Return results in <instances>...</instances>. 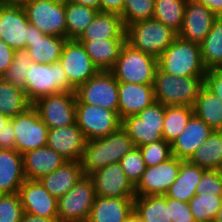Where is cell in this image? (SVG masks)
<instances>
[{
    "instance_id": "obj_34",
    "label": "cell",
    "mask_w": 222,
    "mask_h": 222,
    "mask_svg": "<svg viewBox=\"0 0 222 222\" xmlns=\"http://www.w3.org/2000/svg\"><path fill=\"white\" fill-rule=\"evenodd\" d=\"M32 103L23 89L0 77V114L9 118L24 113Z\"/></svg>"
},
{
    "instance_id": "obj_3",
    "label": "cell",
    "mask_w": 222,
    "mask_h": 222,
    "mask_svg": "<svg viewBox=\"0 0 222 222\" xmlns=\"http://www.w3.org/2000/svg\"><path fill=\"white\" fill-rule=\"evenodd\" d=\"M158 68L174 76H205L207 69L202 62L200 44L177 36L157 58Z\"/></svg>"
},
{
    "instance_id": "obj_39",
    "label": "cell",
    "mask_w": 222,
    "mask_h": 222,
    "mask_svg": "<svg viewBox=\"0 0 222 222\" xmlns=\"http://www.w3.org/2000/svg\"><path fill=\"white\" fill-rule=\"evenodd\" d=\"M33 63L34 61L30 58L27 48L14 50L12 64L1 77L25 91L28 69Z\"/></svg>"
},
{
    "instance_id": "obj_20",
    "label": "cell",
    "mask_w": 222,
    "mask_h": 222,
    "mask_svg": "<svg viewBox=\"0 0 222 222\" xmlns=\"http://www.w3.org/2000/svg\"><path fill=\"white\" fill-rule=\"evenodd\" d=\"M85 143L86 139L76 123L48 129L47 146L67 161L80 162Z\"/></svg>"
},
{
    "instance_id": "obj_41",
    "label": "cell",
    "mask_w": 222,
    "mask_h": 222,
    "mask_svg": "<svg viewBox=\"0 0 222 222\" xmlns=\"http://www.w3.org/2000/svg\"><path fill=\"white\" fill-rule=\"evenodd\" d=\"M154 5L155 0H124L120 16L125 27L141 20L152 19Z\"/></svg>"
},
{
    "instance_id": "obj_31",
    "label": "cell",
    "mask_w": 222,
    "mask_h": 222,
    "mask_svg": "<svg viewBox=\"0 0 222 222\" xmlns=\"http://www.w3.org/2000/svg\"><path fill=\"white\" fill-rule=\"evenodd\" d=\"M194 115L214 131L222 130V101L204 84L195 100Z\"/></svg>"
},
{
    "instance_id": "obj_5",
    "label": "cell",
    "mask_w": 222,
    "mask_h": 222,
    "mask_svg": "<svg viewBox=\"0 0 222 222\" xmlns=\"http://www.w3.org/2000/svg\"><path fill=\"white\" fill-rule=\"evenodd\" d=\"M157 67V58L126 42L110 72L118 82L153 84Z\"/></svg>"
},
{
    "instance_id": "obj_43",
    "label": "cell",
    "mask_w": 222,
    "mask_h": 222,
    "mask_svg": "<svg viewBox=\"0 0 222 222\" xmlns=\"http://www.w3.org/2000/svg\"><path fill=\"white\" fill-rule=\"evenodd\" d=\"M122 170L135 186L146 169L139 147L135 146L120 160Z\"/></svg>"
},
{
    "instance_id": "obj_46",
    "label": "cell",
    "mask_w": 222,
    "mask_h": 222,
    "mask_svg": "<svg viewBox=\"0 0 222 222\" xmlns=\"http://www.w3.org/2000/svg\"><path fill=\"white\" fill-rule=\"evenodd\" d=\"M167 207L172 222H196L187 202L167 197Z\"/></svg>"
},
{
    "instance_id": "obj_18",
    "label": "cell",
    "mask_w": 222,
    "mask_h": 222,
    "mask_svg": "<svg viewBox=\"0 0 222 222\" xmlns=\"http://www.w3.org/2000/svg\"><path fill=\"white\" fill-rule=\"evenodd\" d=\"M29 35V21L23 6L0 3V39L11 49L25 48Z\"/></svg>"
},
{
    "instance_id": "obj_27",
    "label": "cell",
    "mask_w": 222,
    "mask_h": 222,
    "mask_svg": "<svg viewBox=\"0 0 222 222\" xmlns=\"http://www.w3.org/2000/svg\"><path fill=\"white\" fill-rule=\"evenodd\" d=\"M67 160L48 146L23 154L24 174L28 180H39Z\"/></svg>"
},
{
    "instance_id": "obj_38",
    "label": "cell",
    "mask_w": 222,
    "mask_h": 222,
    "mask_svg": "<svg viewBox=\"0 0 222 222\" xmlns=\"http://www.w3.org/2000/svg\"><path fill=\"white\" fill-rule=\"evenodd\" d=\"M193 114V107L166 106L162 132L164 140L171 144L184 130Z\"/></svg>"
},
{
    "instance_id": "obj_23",
    "label": "cell",
    "mask_w": 222,
    "mask_h": 222,
    "mask_svg": "<svg viewBox=\"0 0 222 222\" xmlns=\"http://www.w3.org/2000/svg\"><path fill=\"white\" fill-rule=\"evenodd\" d=\"M214 130L196 115H192L184 130L171 143L172 155L189 160Z\"/></svg>"
},
{
    "instance_id": "obj_33",
    "label": "cell",
    "mask_w": 222,
    "mask_h": 222,
    "mask_svg": "<svg viewBox=\"0 0 222 222\" xmlns=\"http://www.w3.org/2000/svg\"><path fill=\"white\" fill-rule=\"evenodd\" d=\"M189 161L207 170L222 168V130L213 131Z\"/></svg>"
},
{
    "instance_id": "obj_40",
    "label": "cell",
    "mask_w": 222,
    "mask_h": 222,
    "mask_svg": "<svg viewBox=\"0 0 222 222\" xmlns=\"http://www.w3.org/2000/svg\"><path fill=\"white\" fill-rule=\"evenodd\" d=\"M188 204L196 222H210L221 207L222 196L196 194Z\"/></svg>"
},
{
    "instance_id": "obj_17",
    "label": "cell",
    "mask_w": 222,
    "mask_h": 222,
    "mask_svg": "<svg viewBox=\"0 0 222 222\" xmlns=\"http://www.w3.org/2000/svg\"><path fill=\"white\" fill-rule=\"evenodd\" d=\"M18 194L24 213L58 218V199L52 196L39 180L25 179Z\"/></svg>"
},
{
    "instance_id": "obj_53",
    "label": "cell",
    "mask_w": 222,
    "mask_h": 222,
    "mask_svg": "<svg viewBox=\"0 0 222 222\" xmlns=\"http://www.w3.org/2000/svg\"><path fill=\"white\" fill-rule=\"evenodd\" d=\"M70 3L92 7L100 11V0H65Z\"/></svg>"
},
{
    "instance_id": "obj_48",
    "label": "cell",
    "mask_w": 222,
    "mask_h": 222,
    "mask_svg": "<svg viewBox=\"0 0 222 222\" xmlns=\"http://www.w3.org/2000/svg\"><path fill=\"white\" fill-rule=\"evenodd\" d=\"M16 136L10 119L0 132V149H15Z\"/></svg>"
},
{
    "instance_id": "obj_29",
    "label": "cell",
    "mask_w": 222,
    "mask_h": 222,
    "mask_svg": "<svg viewBox=\"0 0 222 222\" xmlns=\"http://www.w3.org/2000/svg\"><path fill=\"white\" fill-rule=\"evenodd\" d=\"M205 170L189 160L180 159L179 175L165 195L188 203L196 195L197 185Z\"/></svg>"
},
{
    "instance_id": "obj_24",
    "label": "cell",
    "mask_w": 222,
    "mask_h": 222,
    "mask_svg": "<svg viewBox=\"0 0 222 222\" xmlns=\"http://www.w3.org/2000/svg\"><path fill=\"white\" fill-rule=\"evenodd\" d=\"M135 197H98L86 222H126L134 212Z\"/></svg>"
},
{
    "instance_id": "obj_7",
    "label": "cell",
    "mask_w": 222,
    "mask_h": 222,
    "mask_svg": "<svg viewBox=\"0 0 222 222\" xmlns=\"http://www.w3.org/2000/svg\"><path fill=\"white\" fill-rule=\"evenodd\" d=\"M165 111L166 106L155 101L137 115L124 118L121 127L137 147L164 140L162 132Z\"/></svg>"
},
{
    "instance_id": "obj_44",
    "label": "cell",
    "mask_w": 222,
    "mask_h": 222,
    "mask_svg": "<svg viewBox=\"0 0 222 222\" xmlns=\"http://www.w3.org/2000/svg\"><path fill=\"white\" fill-rule=\"evenodd\" d=\"M23 213L18 193L0 195V222H20Z\"/></svg>"
},
{
    "instance_id": "obj_1",
    "label": "cell",
    "mask_w": 222,
    "mask_h": 222,
    "mask_svg": "<svg viewBox=\"0 0 222 222\" xmlns=\"http://www.w3.org/2000/svg\"><path fill=\"white\" fill-rule=\"evenodd\" d=\"M134 147L133 141L122 127L106 137L86 141L80 160L83 175L90 176L109 164L120 162Z\"/></svg>"
},
{
    "instance_id": "obj_14",
    "label": "cell",
    "mask_w": 222,
    "mask_h": 222,
    "mask_svg": "<svg viewBox=\"0 0 222 222\" xmlns=\"http://www.w3.org/2000/svg\"><path fill=\"white\" fill-rule=\"evenodd\" d=\"M59 62L66 73L69 84L75 90L99 72L82 43L76 39L66 40Z\"/></svg>"
},
{
    "instance_id": "obj_52",
    "label": "cell",
    "mask_w": 222,
    "mask_h": 222,
    "mask_svg": "<svg viewBox=\"0 0 222 222\" xmlns=\"http://www.w3.org/2000/svg\"><path fill=\"white\" fill-rule=\"evenodd\" d=\"M20 222H58V218H45L23 213Z\"/></svg>"
},
{
    "instance_id": "obj_19",
    "label": "cell",
    "mask_w": 222,
    "mask_h": 222,
    "mask_svg": "<svg viewBox=\"0 0 222 222\" xmlns=\"http://www.w3.org/2000/svg\"><path fill=\"white\" fill-rule=\"evenodd\" d=\"M217 15L195 0H187L183 24L178 36L200 44L210 32Z\"/></svg>"
},
{
    "instance_id": "obj_12",
    "label": "cell",
    "mask_w": 222,
    "mask_h": 222,
    "mask_svg": "<svg viewBox=\"0 0 222 222\" xmlns=\"http://www.w3.org/2000/svg\"><path fill=\"white\" fill-rule=\"evenodd\" d=\"M76 124L86 141L106 137L122 125L119 115L110 109L90 104H76Z\"/></svg>"
},
{
    "instance_id": "obj_45",
    "label": "cell",
    "mask_w": 222,
    "mask_h": 222,
    "mask_svg": "<svg viewBox=\"0 0 222 222\" xmlns=\"http://www.w3.org/2000/svg\"><path fill=\"white\" fill-rule=\"evenodd\" d=\"M196 194L222 196V171L206 169L197 185Z\"/></svg>"
},
{
    "instance_id": "obj_8",
    "label": "cell",
    "mask_w": 222,
    "mask_h": 222,
    "mask_svg": "<svg viewBox=\"0 0 222 222\" xmlns=\"http://www.w3.org/2000/svg\"><path fill=\"white\" fill-rule=\"evenodd\" d=\"M95 198L93 180L90 176H83L58 199V222H86Z\"/></svg>"
},
{
    "instance_id": "obj_49",
    "label": "cell",
    "mask_w": 222,
    "mask_h": 222,
    "mask_svg": "<svg viewBox=\"0 0 222 222\" xmlns=\"http://www.w3.org/2000/svg\"><path fill=\"white\" fill-rule=\"evenodd\" d=\"M14 50L11 49L3 40L0 39V77L12 64Z\"/></svg>"
},
{
    "instance_id": "obj_37",
    "label": "cell",
    "mask_w": 222,
    "mask_h": 222,
    "mask_svg": "<svg viewBox=\"0 0 222 222\" xmlns=\"http://www.w3.org/2000/svg\"><path fill=\"white\" fill-rule=\"evenodd\" d=\"M187 0H155V20L161 21L177 34L181 31Z\"/></svg>"
},
{
    "instance_id": "obj_32",
    "label": "cell",
    "mask_w": 222,
    "mask_h": 222,
    "mask_svg": "<svg viewBox=\"0 0 222 222\" xmlns=\"http://www.w3.org/2000/svg\"><path fill=\"white\" fill-rule=\"evenodd\" d=\"M134 212L142 222H172L167 196H135Z\"/></svg>"
},
{
    "instance_id": "obj_26",
    "label": "cell",
    "mask_w": 222,
    "mask_h": 222,
    "mask_svg": "<svg viewBox=\"0 0 222 222\" xmlns=\"http://www.w3.org/2000/svg\"><path fill=\"white\" fill-rule=\"evenodd\" d=\"M100 39H126V27L120 14L99 11L77 41Z\"/></svg>"
},
{
    "instance_id": "obj_4",
    "label": "cell",
    "mask_w": 222,
    "mask_h": 222,
    "mask_svg": "<svg viewBox=\"0 0 222 222\" xmlns=\"http://www.w3.org/2000/svg\"><path fill=\"white\" fill-rule=\"evenodd\" d=\"M178 34L161 21L141 20L126 27V42L135 49L158 58Z\"/></svg>"
},
{
    "instance_id": "obj_10",
    "label": "cell",
    "mask_w": 222,
    "mask_h": 222,
    "mask_svg": "<svg viewBox=\"0 0 222 222\" xmlns=\"http://www.w3.org/2000/svg\"><path fill=\"white\" fill-rule=\"evenodd\" d=\"M76 102L75 91H62L41 97L32 106L37 110L40 119L51 129L76 123Z\"/></svg>"
},
{
    "instance_id": "obj_56",
    "label": "cell",
    "mask_w": 222,
    "mask_h": 222,
    "mask_svg": "<svg viewBox=\"0 0 222 222\" xmlns=\"http://www.w3.org/2000/svg\"><path fill=\"white\" fill-rule=\"evenodd\" d=\"M126 222H142L140 218L133 212Z\"/></svg>"
},
{
    "instance_id": "obj_2",
    "label": "cell",
    "mask_w": 222,
    "mask_h": 222,
    "mask_svg": "<svg viewBox=\"0 0 222 222\" xmlns=\"http://www.w3.org/2000/svg\"><path fill=\"white\" fill-rule=\"evenodd\" d=\"M205 76H174L161 71L155 72L153 90L155 101L164 106L193 107Z\"/></svg>"
},
{
    "instance_id": "obj_9",
    "label": "cell",
    "mask_w": 222,
    "mask_h": 222,
    "mask_svg": "<svg viewBox=\"0 0 222 222\" xmlns=\"http://www.w3.org/2000/svg\"><path fill=\"white\" fill-rule=\"evenodd\" d=\"M23 7L29 23L45 35L67 38L65 0H31Z\"/></svg>"
},
{
    "instance_id": "obj_55",
    "label": "cell",
    "mask_w": 222,
    "mask_h": 222,
    "mask_svg": "<svg viewBox=\"0 0 222 222\" xmlns=\"http://www.w3.org/2000/svg\"><path fill=\"white\" fill-rule=\"evenodd\" d=\"M11 118L7 116H3L0 114V132L2 131L3 127H5L6 123L10 120Z\"/></svg>"
},
{
    "instance_id": "obj_22",
    "label": "cell",
    "mask_w": 222,
    "mask_h": 222,
    "mask_svg": "<svg viewBox=\"0 0 222 222\" xmlns=\"http://www.w3.org/2000/svg\"><path fill=\"white\" fill-rule=\"evenodd\" d=\"M118 93V115L121 121L137 115L155 102L153 84L119 82Z\"/></svg>"
},
{
    "instance_id": "obj_57",
    "label": "cell",
    "mask_w": 222,
    "mask_h": 222,
    "mask_svg": "<svg viewBox=\"0 0 222 222\" xmlns=\"http://www.w3.org/2000/svg\"><path fill=\"white\" fill-rule=\"evenodd\" d=\"M213 222H222V204Z\"/></svg>"
},
{
    "instance_id": "obj_15",
    "label": "cell",
    "mask_w": 222,
    "mask_h": 222,
    "mask_svg": "<svg viewBox=\"0 0 222 222\" xmlns=\"http://www.w3.org/2000/svg\"><path fill=\"white\" fill-rule=\"evenodd\" d=\"M180 170V159H170L151 167H146L138 183L135 185L136 196L165 195L176 180Z\"/></svg>"
},
{
    "instance_id": "obj_51",
    "label": "cell",
    "mask_w": 222,
    "mask_h": 222,
    "mask_svg": "<svg viewBox=\"0 0 222 222\" xmlns=\"http://www.w3.org/2000/svg\"><path fill=\"white\" fill-rule=\"evenodd\" d=\"M196 2L203 4L211 12L217 16H222V0H195Z\"/></svg>"
},
{
    "instance_id": "obj_28",
    "label": "cell",
    "mask_w": 222,
    "mask_h": 222,
    "mask_svg": "<svg viewBox=\"0 0 222 222\" xmlns=\"http://www.w3.org/2000/svg\"><path fill=\"white\" fill-rule=\"evenodd\" d=\"M83 176L80 162L66 161L53 172L39 179V181L52 196L59 199Z\"/></svg>"
},
{
    "instance_id": "obj_54",
    "label": "cell",
    "mask_w": 222,
    "mask_h": 222,
    "mask_svg": "<svg viewBox=\"0 0 222 222\" xmlns=\"http://www.w3.org/2000/svg\"><path fill=\"white\" fill-rule=\"evenodd\" d=\"M30 1L31 0H0V3L6 6H24Z\"/></svg>"
},
{
    "instance_id": "obj_47",
    "label": "cell",
    "mask_w": 222,
    "mask_h": 222,
    "mask_svg": "<svg viewBox=\"0 0 222 222\" xmlns=\"http://www.w3.org/2000/svg\"><path fill=\"white\" fill-rule=\"evenodd\" d=\"M205 85L222 101V68L207 70Z\"/></svg>"
},
{
    "instance_id": "obj_16",
    "label": "cell",
    "mask_w": 222,
    "mask_h": 222,
    "mask_svg": "<svg viewBox=\"0 0 222 222\" xmlns=\"http://www.w3.org/2000/svg\"><path fill=\"white\" fill-rule=\"evenodd\" d=\"M98 197H135V186L122 170L120 162L101 168L90 175Z\"/></svg>"
},
{
    "instance_id": "obj_50",
    "label": "cell",
    "mask_w": 222,
    "mask_h": 222,
    "mask_svg": "<svg viewBox=\"0 0 222 222\" xmlns=\"http://www.w3.org/2000/svg\"><path fill=\"white\" fill-rule=\"evenodd\" d=\"M124 0H100V11L121 14Z\"/></svg>"
},
{
    "instance_id": "obj_21",
    "label": "cell",
    "mask_w": 222,
    "mask_h": 222,
    "mask_svg": "<svg viewBox=\"0 0 222 222\" xmlns=\"http://www.w3.org/2000/svg\"><path fill=\"white\" fill-rule=\"evenodd\" d=\"M67 38L45 35L29 23V35L25 48L34 63L48 64L59 62Z\"/></svg>"
},
{
    "instance_id": "obj_13",
    "label": "cell",
    "mask_w": 222,
    "mask_h": 222,
    "mask_svg": "<svg viewBox=\"0 0 222 222\" xmlns=\"http://www.w3.org/2000/svg\"><path fill=\"white\" fill-rule=\"evenodd\" d=\"M16 136L15 149L20 153L47 146L48 127L31 106L24 113L12 117Z\"/></svg>"
},
{
    "instance_id": "obj_11",
    "label": "cell",
    "mask_w": 222,
    "mask_h": 222,
    "mask_svg": "<svg viewBox=\"0 0 222 222\" xmlns=\"http://www.w3.org/2000/svg\"><path fill=\"white\" fill-rule=\"evenodd\" d=\"M119 82L110 71H99L76 90V104H90L118 114Z\"/></svg>"
},
{
    "instance_id": "obj_42",
    "label": "cell",
    "mask_w": 222,
    "mask_h": 222,
    "mask_svg": "<svg viewBox=\"0 0 222 222\" xmlns=\"http://www.w3.org/2000/svg\"><path fill=\"white\" fill-rule=\"evenodd\" d=\"M139 149L146 167L156 166L173 156L171 144L165 140H158L147 145H142Z\"/></svg>"
},
{
    "instance_id": "obj_30",
    "label": "cell",
    "mask_w": 222,
    "mask_h": 222,
    "mask_svg": "<svg viewBox=\"0 0 222 222\" xmlns=\"http://www.w3.org/2000/svg\"><path fill=\"white\" fill-rule=\"evenodd\" d=\"M78 42L82 43L93 64L99 71H110L119 58L126 39H100Z\"/></svg>"
},
{
    "instance_id": "obj_25",
    "label": "cell",
    "mask_w": 222,
    "mask_h": 222,
    "mask_svg": "<svg viewBox=\"0 0 222 222\" xmlns=\"http://www.w3.org/2000/svg\"><path fill=\"white\" fill-rule=\"evenodd\" d=\"M25 179L23 155L16 149H0V195L18 193Z\"/></svg>"
},
{
    "instance_id": "obj_6",
    "label": "cell",
    "mask_w": 222,
    "mask_h": 222,
    "mask_svg": "<svg viewBox=\"0 0 222 222\" xmlns=\"http://www.w3.org/2000/svg\"><path fill=\"white\" fill-rule=\"evenodd\" d=\"M62 91H75L69 84L60 62L48 64L33 63L28 69L25 93L33 104L41 97Z\"/></svg>"
},
{
    "instance_id": "obj_36",
    "label": "cell",
    "mask_w": 222,
    "mask_h": 222,
    "mask_svg": "<svg viewBox=\"0 0 222 222\" xmlns=\"http://www.w3.org/2000/svg\"><path fill=\"white\" fill-rule=\"evenodd\" d=\"M99 13L98 10L65 1L67 39H77Z\"/></svg>"
},
{
    "instance_id": "obj_35",
    "label": "cell",
    "mask_w": 222,
    "mask_h": 222,
    "mask_svg": "<svg viewBox=\"0 0 222 222\" xmlns=\"http://www.w3.org/2000/svg\"><path fill=\"white\" fill-rule=\"evenodd\" d=\"M200 47L202 62L207 70L222 68V16L217 17Z\"/></svg>"
}]
</instances>
